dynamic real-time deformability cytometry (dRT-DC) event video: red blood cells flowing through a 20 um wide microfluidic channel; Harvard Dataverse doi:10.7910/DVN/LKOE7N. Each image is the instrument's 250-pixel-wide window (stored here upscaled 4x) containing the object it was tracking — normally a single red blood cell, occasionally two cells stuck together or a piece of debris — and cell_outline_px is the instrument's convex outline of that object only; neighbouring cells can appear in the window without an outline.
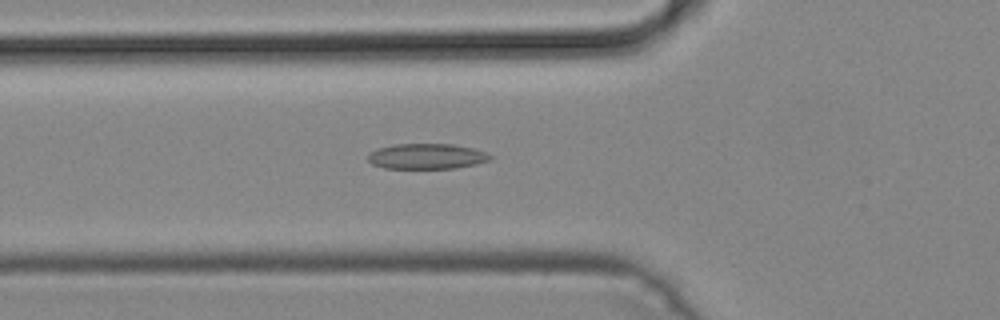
{"species": "common noctule bat (a hibernating species)", "species_latin": "Nyctalus noctula", "temperature_condition": "cold", "stored_images_in_passage": 34, "camera_frame_rate_fps": 3000, "um_per_image_px": 0.085, "animal": {"sex": "male", "body_mass_g": 19.2, "forearm_length_mm": 51.8}, "frame": {"image": 1, "passage_image": 2, "time_ms": 0.333, "image_size_px": [1000, 320], "cell_outline_px": [[492, 160], [476, 164], [456, 168], [384, 168], [372, 164], [368, 160], [368, 152], [376, 148], [392, 144], [452, 144], [472, 148], [488, 152], [492, 156]], "centroid_in_image_um": [36.27, 13.28], "position_along_channel_um": 89.5, "area_um2": 18.32}}
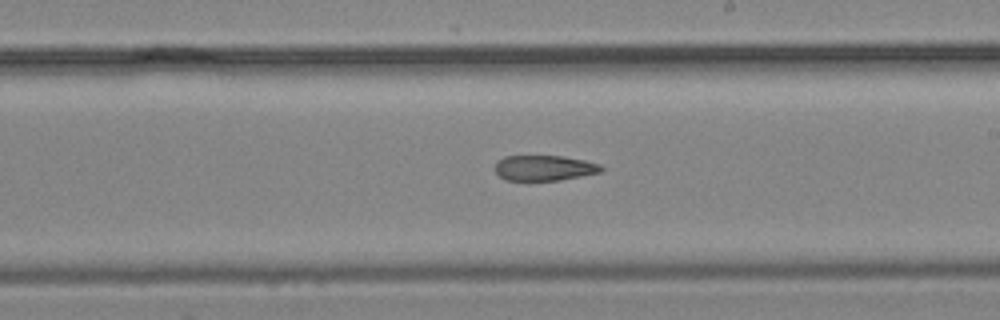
{"frame": {"image": 2, "passage_image": 13, "time_ms": 4.0, "image_size_px": [1000, 320], "cell_outline_px": [[604, 168], [600, 172], [560, 180], [504, 180], [492, 168], [496, 160], [504, 156], [564, 156], [584, 160], [600, 164]], "centroid_in_image_um": [46.2, 14.27], "position_along_channel_um": 242.8, "area_um2": 15.84}}
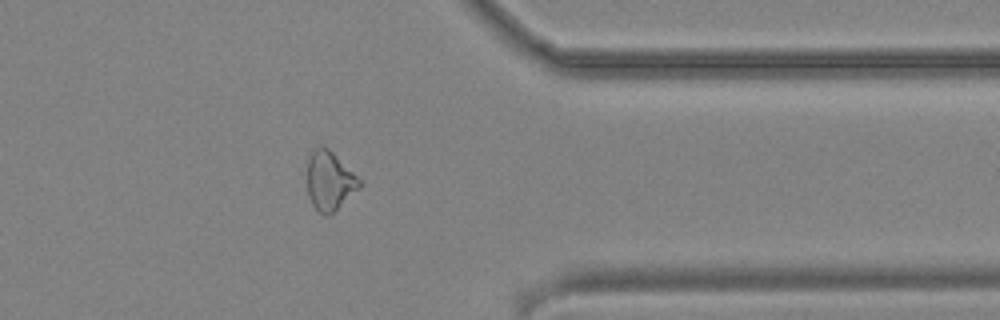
{"frame": {"image": 3, "passage_image": 24, "time_ms": 7.667, "image_size_px": [1000, 320], "cell_outline_px": [[364, 180], [328, 216], [324, 216], [312, 204], [308, 196], [308, 160], [312, 152], [316, 148], [328, 148]], "centroid_in_image_um": [28.01, 15.35], "position_along_channel_um": 383.4, "area_um2": 17.4}}